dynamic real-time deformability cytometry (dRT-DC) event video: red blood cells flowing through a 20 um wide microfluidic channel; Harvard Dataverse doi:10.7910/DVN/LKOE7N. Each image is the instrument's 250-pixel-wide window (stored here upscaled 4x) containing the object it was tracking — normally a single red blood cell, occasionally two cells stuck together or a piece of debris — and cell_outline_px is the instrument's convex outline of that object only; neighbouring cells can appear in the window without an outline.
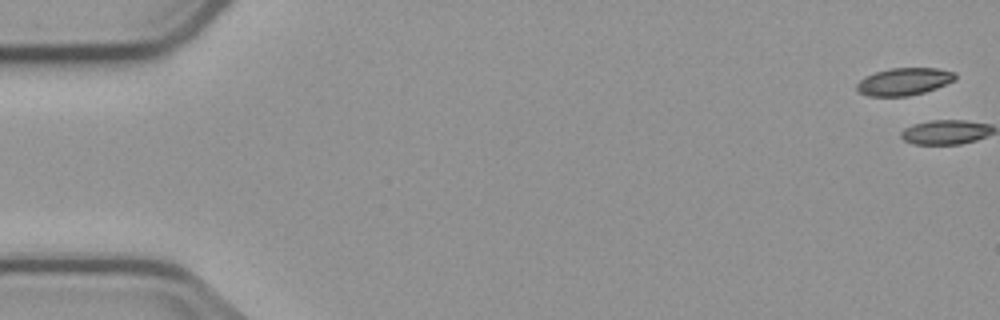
{"species": "common noctule bat (a hibernating species)", "species_latin": "Nyctalus noctula", "temperature_condition": "cold", "stored_images_in_passage": 6, "camera_frame_rate_fps": 3000, "um_per_image_px": 0.085, "animal": {"sex": "male", "body_mass_g": 23.1, "forearm_length_mm": 52.7}, "frame": {"image": 1, "passage_image": 1, "time_ms": 0.0, "image_size_px": [1000, 320], "cell_outline_px": [[956, 80], [936, 88], [924, 92], [908, 96], [868, 96], [860, 92], [856, 88], [856, 84], [864, 76], [876, 72], [892, 68], [936, 68], [956, 72]], "centroid_in_image_um": [76.85, 6.93], "position_along_channel_um": 8.1, "area_um2": 15.72}}